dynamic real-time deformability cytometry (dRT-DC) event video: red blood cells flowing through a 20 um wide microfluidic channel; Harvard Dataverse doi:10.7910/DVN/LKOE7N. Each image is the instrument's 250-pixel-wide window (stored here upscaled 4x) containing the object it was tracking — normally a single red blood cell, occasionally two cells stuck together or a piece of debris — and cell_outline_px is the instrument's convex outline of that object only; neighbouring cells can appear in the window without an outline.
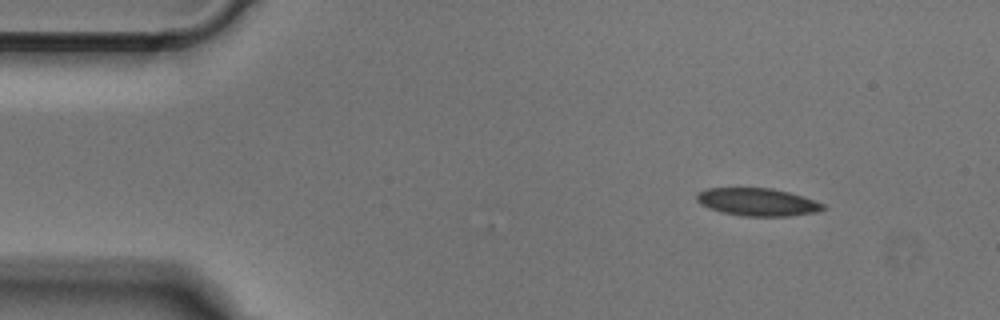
{"species": "Egyptian fruit bat (a non-hibernating species)", "species_latin": "Rousettus aegyptiacus", "temperature_condition": "cold", "stored_images_in_passage": 46, "camera_frame_rate_fps": 3000, "um_per_image_px": 0.085, "animal": {"sex": "male"}, "frame": {"image": 1, "passage_image": 1, "time_ms": 0.0, "image_size_px": [1000, 320], "cell_outline_px": [[828, 208], [816, 212], [788, 216], [744, 216], [724, 212], [708, 208], [700, 204], [696, 200], [696, 196], [700, 192], [708, 188], [772, 188], [804, 196], [824, 204]], "centroid_in_image_um": [64.42, 17.17], "position_along_channel_um": 20.6, "area_um2": 20.35}}
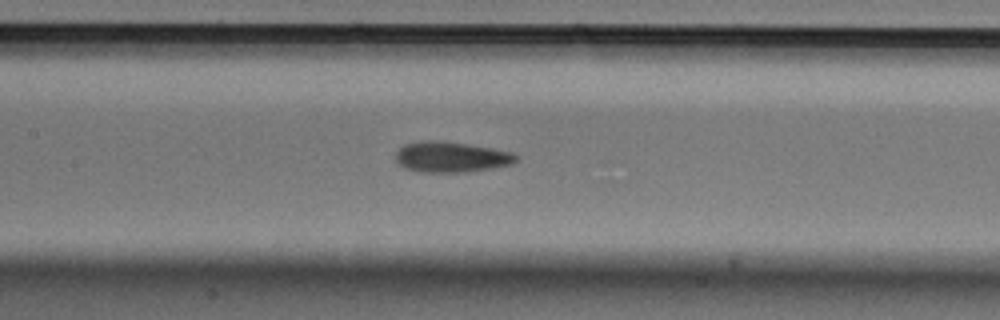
{"frame": {"image": 2, "passage_image": 18, "time_ms": 5.667, "image_size_px": [1000, 320], "cell_outline_px": [[516, 160], [512, 164], [492, 168], [464, 172], [416, 172], [404, 168], [396, 160], [396, 152], [404, 144], [428, 140], [432, 140], [468, 144], [492, 148], [512, 152], [516, 156]], "centroid_in_image_um": [38.32, 13.35], "position_along_channel_um": 169.1, "area_um2": 21.33}}
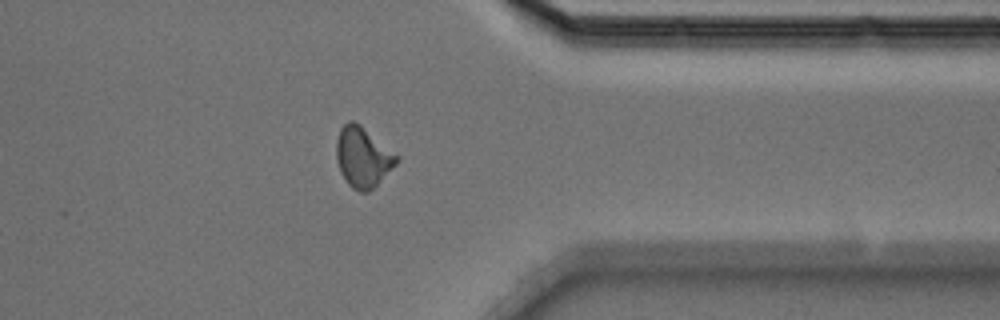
{"frame": {"image": 3, "passage_image": 35, "time_ms": 11.333, "image_size_px": [1000, 320], "cell_outline_px": [[400, 160], [368, 192], [360, 192], [352, 188], [348, 184], [340, 172], [336, 160], [336, 140], [340, 128], [348, 120], [352, 120], [360, 124], [400, 156]], "centroid_in_image_um": [30.83, 13.33], "position_along_channel_um": 380.6, "area_um2": 21.21}}